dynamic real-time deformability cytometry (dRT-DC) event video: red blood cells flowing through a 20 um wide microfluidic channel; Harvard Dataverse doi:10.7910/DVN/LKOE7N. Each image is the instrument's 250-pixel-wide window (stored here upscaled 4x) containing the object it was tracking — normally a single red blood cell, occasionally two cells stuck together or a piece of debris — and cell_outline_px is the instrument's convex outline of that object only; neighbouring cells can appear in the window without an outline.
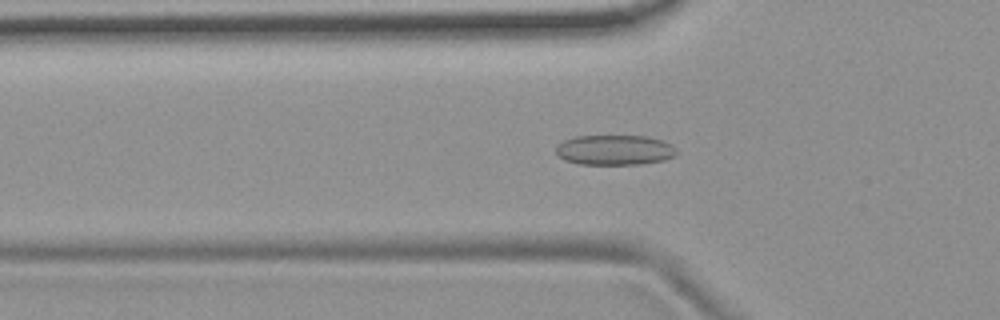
{"species": "common noctule bat (a hibernating species)", "species_latin": "Nyctalus noctula", "temperature_condition": "room temperature", "stored_images_in_passage": 54, "camera_frame_rate_fps": 3000, "um_per_image_px": 0.085, "animal": {"sex": "female", "body_mass_g": 19.9}, "frame": {"image": 1, "passage_image": 17, "time_ms": 5.333, "image_size_px": [1000, 320], "cell_outline_px": [[676, 156], [664, 160], [640, 164], [580, 164], [564, 160], [556, 152], [556, 144], [564, 140], [576, 136], [648, 136], [672, 144], [676, 148]], "centroid_in_image_um": [52.25, 12.75], "position_along_channel_um": 73.6, "area_um2": 21.21}}
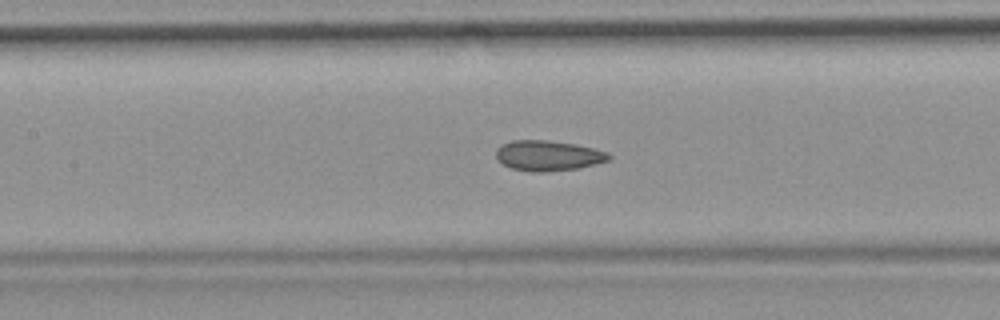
{"frame": {"image": 2, "passage_image": 24, "time_ms": 7.667, "image_size_px": [1000, 320], "cell_outline_px": [[612, 156], [608, 160], [580, 168], [548, 172], [528, 172], [512, 168], [496, 160], [496, 148], [500, 144], [512, 140], [548, 140], [576, 144], [608, 152]], "centroid_in_image_um": [46.55, 13.23], "position_along_channel_um": 160.8, "area_um2": 20.17}}
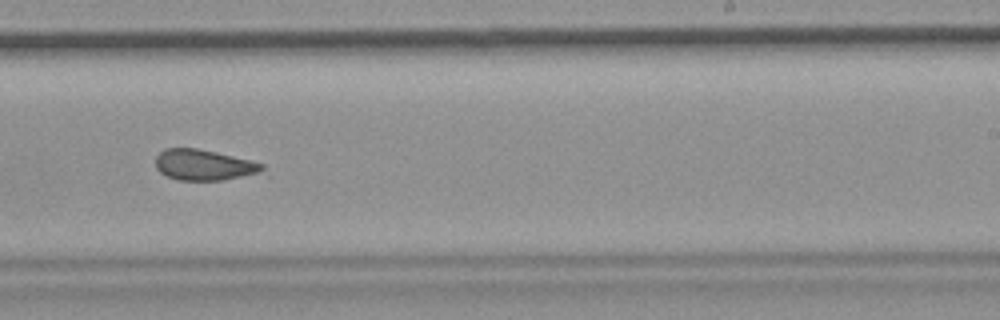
{"frame": {"image": 3, "passage_image": 33, "time_ms": 10.667, "image_size_px": [1000, 320], "cell_outline_px": [[268, 176], [224, 180], [176, 180], [160, 172], [156, 168], [156, 156], [164, 148], [196, 148], [216, 152], [264, 164]], "centroid_in_image_um": [17.49, 14.06], "position_along_channel_um": 271.5, "area_um2": 19.88}, "authors_computed_cell_mechanics": {"area_um2": 20.1433, "velocity_mm_per_s": 3.7288, "shape_relaxation_time_tau1_ms": null, "shape_relaxation_time_tau2_ms": 2.7633, "deformation_change_tau1": null, "deformation_change_tau2": 0.0986}}